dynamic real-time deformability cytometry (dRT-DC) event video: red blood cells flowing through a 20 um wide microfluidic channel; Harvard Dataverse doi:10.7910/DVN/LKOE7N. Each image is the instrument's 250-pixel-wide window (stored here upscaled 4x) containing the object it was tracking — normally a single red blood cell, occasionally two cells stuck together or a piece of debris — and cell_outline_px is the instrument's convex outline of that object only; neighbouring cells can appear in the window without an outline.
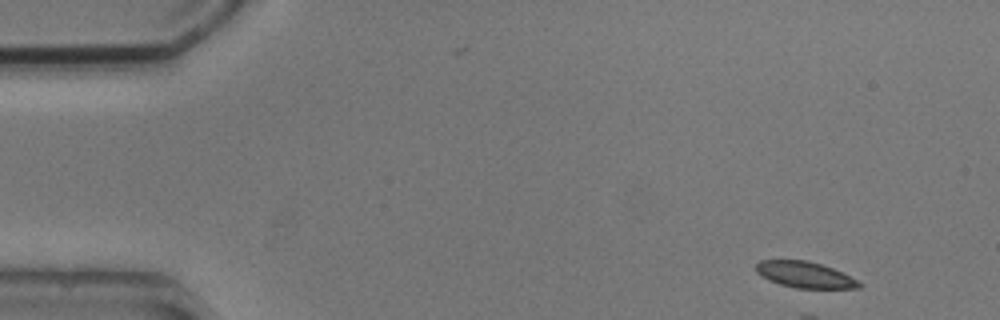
{"species": "common noctule bat (a hibernating species)", "species_latin": "Nyctalus noctula", "temperature_condition": "cold", "stored_images_in_passage": 4, "camera_frame_rate_fps": 3000, "um_per_image_px": 0.085, "animal": {"sex": "male", "body_mass_g": 20.5, "forearm_length_mm": 52.5}, "frame": {"image": 1, "passage_image": 1, "time_ms": 0.0, "image_size_px": [1000, 320], "cell_outline_px": [[864, 284], [860, 288], [796, 288], [780, 284], [768, 280], [756, 272], [756, 264], [760, 260], [808, 260], [832, 268]], "centroid_in_image_um": [68.39, 23.35], "position_along_channel_um": 16.6, "area_um2": 15.55}}
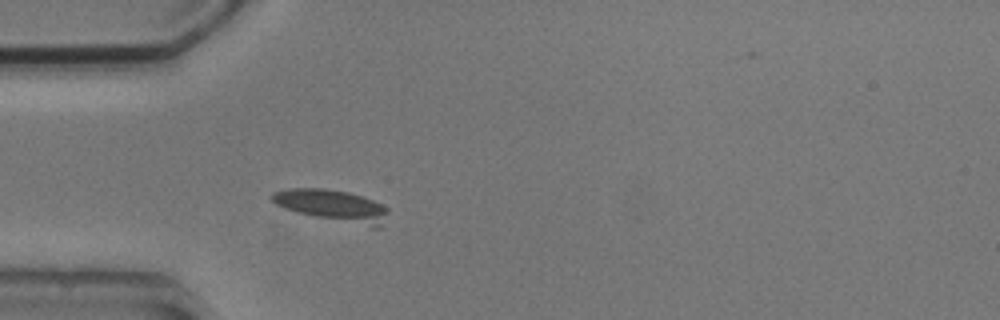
{"frame": {"image": 2, "passage_image": 4, "time_ms": 3.667, "image_size_px": [1000, 320], "cell_outline_px": [[388, 212], [380, 228], [372, 228], [296, 212], [284, 208], [276, 204], [268, 196], [272, 192], [288, 188], [324, 188], [348, 192], [372, 200], [388, 208]], "centroid_in_image_um": [28.23, 17.47], "position_along_channel_um": 56.8, "area_um2": 21.39}}